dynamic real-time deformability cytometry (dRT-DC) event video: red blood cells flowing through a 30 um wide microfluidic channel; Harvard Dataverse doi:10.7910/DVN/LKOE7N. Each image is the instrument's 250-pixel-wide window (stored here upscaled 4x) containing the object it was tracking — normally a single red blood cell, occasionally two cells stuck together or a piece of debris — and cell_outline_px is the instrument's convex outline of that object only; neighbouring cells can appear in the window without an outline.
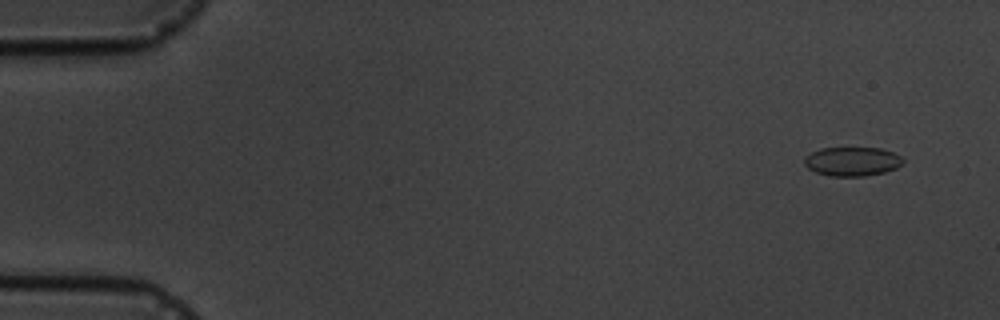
{"species": "common noctule bat (a hibernating species)", "species_latin": "Nyctalus noctula", "temperature_condition": "cold", "stored_images_in_passage": 6, "camera_frame_rate_fps": 3000, "um_per_image_px": 0.085, "animal": {"sex": "male", "body_mass_g": 19.5, "forearm_length_mm": 54.6}, "frame": {"image": 1, "passage_image": 1, "time_ms": 0.0, "image_size_px": [1000, 320], "cell_outline_px": [[904, 164], [896, 168], [884, 172], [864, 176], [832, 176], [816, 172], [808, 168], [804, 164], [804, 156], [820, 148], [880, 148], [892, 152], [900, 156], [904, 160]], "centroid_in_image_um": [72.44, 13.72], "position_along_channel_um": 12.6, "area_um2": 16.7}}
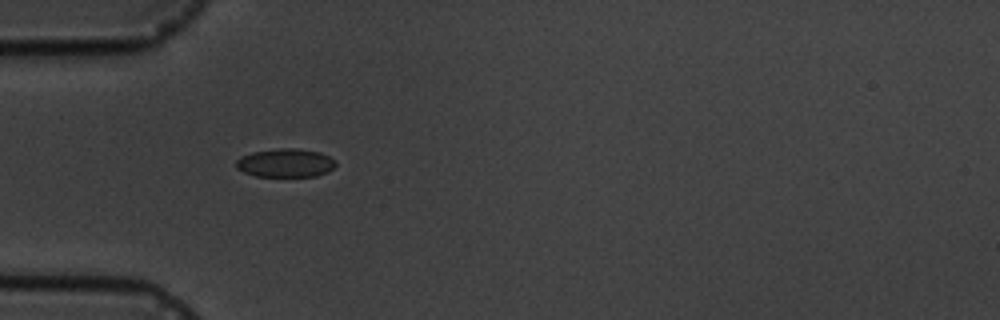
{"frame": {"image": 2, "passage_image": 5, "time_ms": 4.667, "image_size_px": [1000, 320], "cell_outline_px": [[336, 164], [328, 172], [316, 176], [256, 176], [244, 172], [236, 168], [236, 160], [240, 156], [252, 152], [280, 148], [296, 148], [320, 152], [336, 160]], "centroid_in_image_um": [24.26, 13.84], "position_along_channel_um": 60.7, "area_um2": 16.59}}
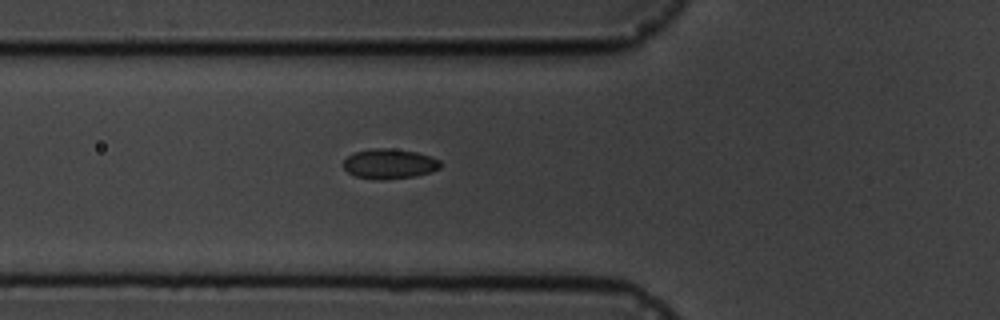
{"frame": {"image": 3, "passage_image": 6, "time_ms": 5.667, "image_size_px": [1000, 320], "cell_outline_px": [[440, 168], [432, 172], [416, 176], [384, 180], [376, 180], [356, 176], [348, 172], [344, 168], [344, 160], [348, 156], [356, 152], [372, 148], [388, 148], [416, 152], [432, 156], [440, 160]], "centroid_in_image_um": [33.13, 13.93], "position_along_channel_um": 92.7, "area_um2": 16.99}}